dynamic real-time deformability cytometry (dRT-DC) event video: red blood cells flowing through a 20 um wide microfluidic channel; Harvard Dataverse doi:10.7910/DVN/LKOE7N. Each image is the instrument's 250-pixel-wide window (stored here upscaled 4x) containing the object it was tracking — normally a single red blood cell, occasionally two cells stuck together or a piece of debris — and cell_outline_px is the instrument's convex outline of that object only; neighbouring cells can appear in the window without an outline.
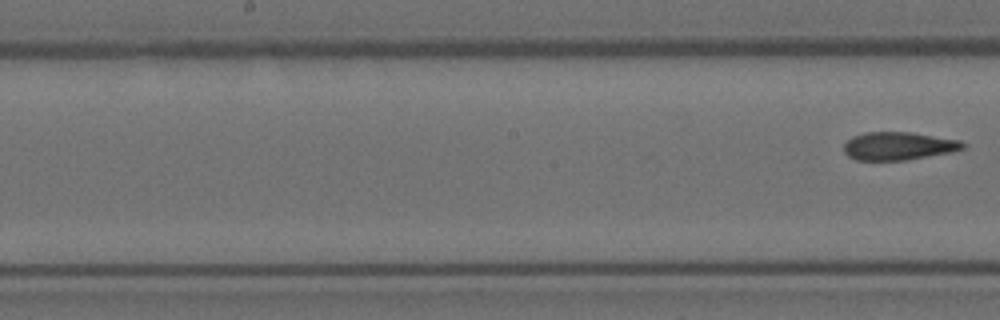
{"species": "Egyptian fruit bat (a non-hibernating species)", "species_latin": "Rousettus aegyptiacus", "temperature_condition": "room temperature", "stored_images_in_passage": 8, "segment_of_instrument_passage": [2, 2], "camera_frame_rate_fps": 3000, "um_per_image_px": 0.085, "animal": {"sex": "female"}, "frame": {"image": 1, "passage_image": 8, "time_ms": 8.667, "image_size_px": [1000, 320], "cell_outline_px": [[964, 148], [952, 152], [908, 160], [856, 160], [848, 156], [844, 152], [844, 144], [852, 136], [868, 132], [912, 132], [960, 140], [964, 144]], "centroid_in_image_um": [76.37, 12.41], "position_along_channel_um": 171.8, "area_um2": 19.48}}